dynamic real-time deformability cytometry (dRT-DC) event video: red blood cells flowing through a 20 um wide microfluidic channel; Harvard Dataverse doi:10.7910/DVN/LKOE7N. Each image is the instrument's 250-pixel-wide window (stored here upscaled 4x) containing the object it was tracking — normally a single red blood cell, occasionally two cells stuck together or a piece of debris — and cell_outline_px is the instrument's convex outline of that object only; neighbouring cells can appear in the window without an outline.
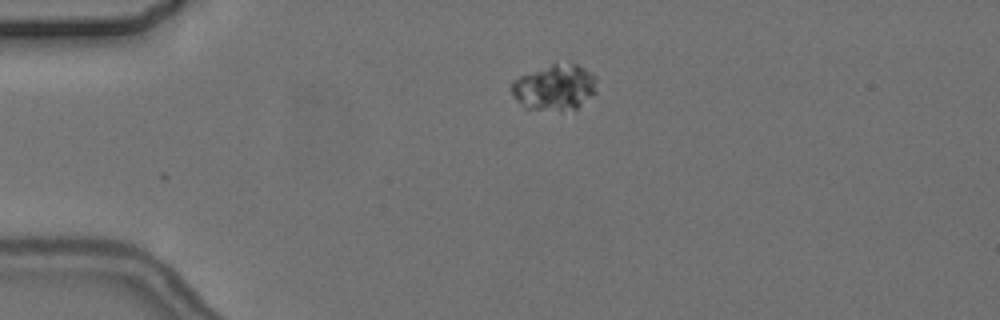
{"species": "common noctule bat (a hibernating species)", "species_latin": "Nyctalus noctula", "temperature_condition": "cold", "stored_images_in_passage": 2, "camera_frame_rate_fps": 3000, "um_per_image_px": 0.085, "animal": {"sex": "female", "body_mass_g": 24.6, "forearm_length_mm": 56.2}, "frame": {"image": 1, "passage_image": 1, "time_ms": 0.0, "image_size_px": [1000, 320], "cell_outline_px": [[596, 92], [576, 112], [524, 108], [512, 96], [512, 80], [520, 76], [552, 64], [576, 64], [592, 72], [596, 76]], "centroid_in_image_um": [47.19, 7.48], "position_along_channel_um": 37.8, "area_um2": 23.12}}